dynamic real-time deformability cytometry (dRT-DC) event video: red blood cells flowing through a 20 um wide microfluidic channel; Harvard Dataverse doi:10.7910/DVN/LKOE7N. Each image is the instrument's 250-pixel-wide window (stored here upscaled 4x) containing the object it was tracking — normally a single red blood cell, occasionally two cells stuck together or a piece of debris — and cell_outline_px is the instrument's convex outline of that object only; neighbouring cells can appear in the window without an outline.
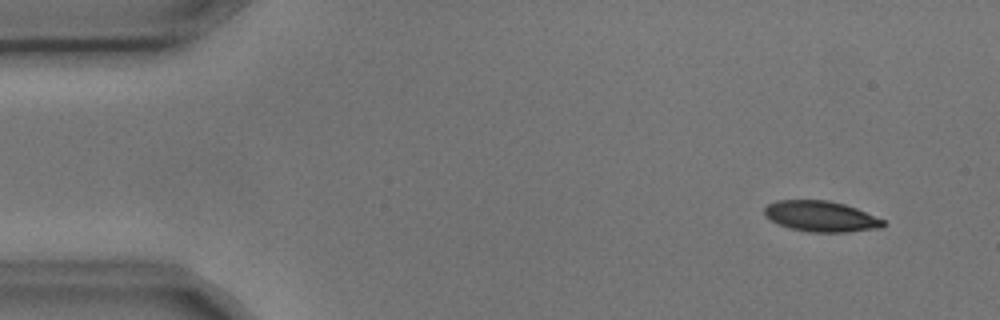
{"species": "common noctule bat (a hibernating species)", "species_latin": "Nyctalus noctula", "temperature_condition": "cold", "stored_images_in_passage": 4, "camera_frame_rate_fps": 3000, "um_per_image_px": 0.085, "animal": {"sex": "male", "body_mass_g": 17.9, "forearm_length_mm": 54.2}, "frame": {"image": 1, "passage_image": 1, "time_ms": 0.0, "image_size_px": [1000, 320], "cell_outline_px": [[884, 224], [880, 228], [848, 232], [808, 232], [792, 228], [780, 224], [764, 216], [764, 208], [768, 204], [776, 200], [828, 200], [844, 204], [856, 208], [884, 220]], "centroid_in_image_um": [69.76, 18.38], "position_along_channel_um": 15.2, "area_um2": 21.1}}
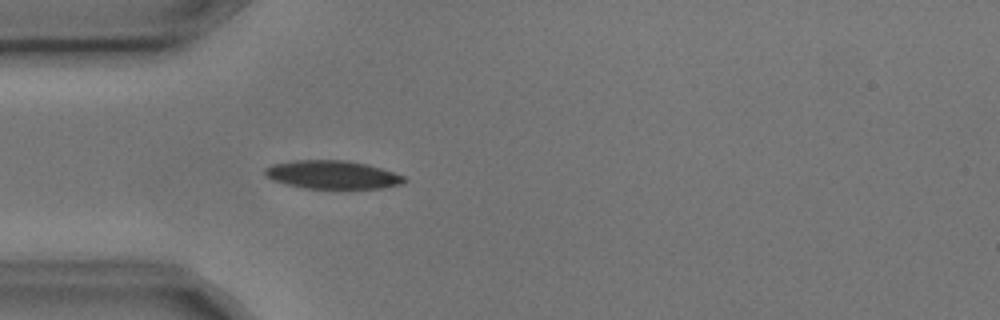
{"frame": {"image": 2, "passage_image": 4, "time_ms": 1.0, "image_size_px": [1000, 320], "cell_outline_px": [[408, 180], [404, 184], [384, 188], [304, 188], [272, 180], [264, 172], [264, 168], [272, 164], [292, 160], [344, 160], [368, 164], [404, 176]], "centroid_in_image_um": [28.27, 14.84], "position_along_channel_um": 56.7, "area_um2": 22.95}}